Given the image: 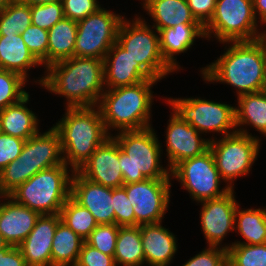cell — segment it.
Here are the masks:
<instances>
[{
  "label": "cell",
  "mask_w": 266,
  "mask_h": 266,
  "mask_svg": "<svg viewBox=\"0 0 266 266\" xmlns=\"http://www.w3.org/2000/svg\"><path fill=\"white\" fill-rule=\"evenodd\" d=\"M236 102L238 105L235 106L237 132L259 138L248 132L246 127L249 126L266 137V95L261 91L242 94L237 97Z\"/></svg>",
  "instance_id": "4316f807"
},
{
  "label": "cell",
  "mask_w": 266,
  "mask_h": 266,
  "mask_svg": "<svg viewBox=\"0 0 266 266\" xmlns=\"http://www.w3.org/2000/svg\"><path fill=\"white\" fill-rule=\"evenodd\" d=\"M171 178L180 182L195 202L215 199L224 196L231 189L225 185L217 170L214 156L210 149L203 154L178 163L171 170ZM222 188V189H221Z\"/></svg>",
  "instance_id": "7c38bea8"
},
{
  "label": "cell",
  "mask_w": 266,
  "mask_h": 266,
  "mask_svg": "<svg viewBox=\"0 0 266 266\" xmlns=\"http://www.w3.org/2000/svg\"><path fill=\"white\" fill-rule=\"evenodd\" d=\"M31 24V6L18 0H12L0 12V35L22 34Z\"/></svg>",
  "instance_id": "d6a6232c"
},
{
  "label": "cell",
  "mask_w": 266,
  "mask_h": 266,
  "mask_svg": "<svg viewBox=\"0 0 266 266\" xmlns=\"http://www.w3.org/2000/svg\"><path fill=\"white\" fill-rule=\"evenodd\" d=\"M157 136L153 127L112 135L119 145V166L124 184L145 179H172L169 167L160 164L163 149Z\"/></svg>",
  "instance_id": "5b68a950"
},
{
  "label": "cell",
  "mask_w": 266,
  "mask_h": 266,
  "mask_svg": "<svg viewBox=\"0 0 266 266\" xmlns=\"http://www.w3.org/2000/svg\"><path fill=\"white\" fill-rule=\"evenodd\" d=\"M253 11V0H216L215 11L204 26L206 40L216 38L220 43L252 41L266 35L260 31Z\"/></svg>",
  "instance_id": "9c48e42d"
},
{
  "label": "cell",
  "mask_w": 266,
  "mask_h": 266,
  "mask_svg": "<svg viewBox=\"0 0 266 266\" xmlns=\"http://www.w3.org/2000/svg\"><path fill=\"white\" fill-rule=\"evenodd\" d=\"M106 89L130 86L153 79L127 51L114 43L103 59Z\"/></svg>",
  "instance_id": "ffe728a7"
},
{
  "label": "cell",
  "mask_w": 266,
  "mask_h": 266,
  "mask_svg": "<svg viewBox=\"0 0 266 266\" xmlns=\"http://www.w3.org/2000/svg\"><path fill=\"white\" fill-rule=\"evenodd\" d=\"M84 178L110 188L122 187L124 178L119 166V145L111 136L98 146L77 171Z\"/></svg>",
  "instance_id": "ac0fdd59"
},
{
  "label": "cell",
  "mask_w": 266,
  "mask_h": 266,
  "mask_svg": "<svg viewBox=\"0 0 266 266\" xmlns=\"http://www.w3.org/2000/svg\"><path fill=\"white\" fill-rule=\"evenodd\" d=\"M77 22L63 18L48 30L47 67L73 57Z\"/></svg>",
  "instance_id": "f1b7e54d"
},
{
  "label": "cell",
  "mask_w": 266,
  "mask_h": 266,
  "mask_svg": "<svg viewBox=\"0 0 266 266\" xmlns=\"http://www.w3.org/2000/svg\"><path fill=\"white\" fill-rule=\"evenodd\" d=\"M218 138H210L209 149L221 179L230 189H234L235 179L250 173L260 153L262 140L240 132Z\"/></svg>",
  "instance_id": "30bf717a"
},
{
  "label": "cell",
  "mask_w": 266,
  "mask_h": 266,
  "mask_svg": "<svg viewBox=\"0 0 266 266\" xmlns=\"http://www.w3.org/2000/svg\"><path fill=\"white\" fill-rule=\"evenodd\" d=\"M62 6L64 17L76 22L96 13L101 8L98 0H62Z\"/></svg>",
  "instance_id": "ab89813d"
},
{
  "label": "cell",
  "mask_w": 266,
  "mask_h": 266,
  "mask_svg": "<svg viewBox=\"0 0 266 266\" xmlns=\"http://www.w3.org/2000/svg\"><path fill=\"white\" fill-rule=\"evenodd\" d=\"M235 211V232L244 241H235L226 245V250L233 244L258 245L266 243V208L241 209Z\"/></svg>",
  "instance_id": "83f0119b"
},
{
  "label": "cell",
  "mask_w": 266,
  "mask_h": 266,
  "mask_svg": "<svg viewBox=\"0 0 266 266\" xmlns=\"http://www.w3.org/2000/svg\"><path fill=\"white\" fill-rule=\"evenodd\" d=\"M124 17L118 29L116 43L156 80H162L174 70L165 62L160 52L159 32L145 18ZM167 75V76H166Z\"/></svg>",
  "instance_id": "ba28073f"
},
{
  "label": "cell",
  "mask_w": 266,
  "mask_h": 266,
  "mask_svg": "<svg viewBox=\"0 0 266 266\" xmlns=\"http://www.w3.org/2000/svg\"><path fill=\"white\" fill-rule=\"evenodd\" d=\"M165 131L166 155L168 164L166 166L172 170L183 160L193 158L203 154L209 149L210 139L202 138V134L184 122L173 111Z\"/></svg>",
  "instance_id": "2e32d148"
},
{
  "label": "cell",
  "mask_w": 266,
  "mask_h": 266,
  "mask_svg": "<svg viewBox=\"0 0 266 266\" xmlns=\"http://www.w3.org/2000/svg\"><path fill=\"white\" fill-rule=\"evenodd\" d=\"M9 244L5 241L3 235L0 233V251L7 248Z\"/></svg>",
  "instance_id": "c3c4849f"
},
{
  "label": "cell",
  "mask_w": 266,
  "mask_h": 266,
  "mask_svg": "<svg viewBox=\"0 0 266 266\" xmlns=\"http://www.w3.org/2000/svg\"><path fill=\"white\" fill-rule=\"evenodd\" d=\"M119 227L116 224H99L85 242L104 254L114 256Z\"/></svg>",
  "instance_id": "d590c367"
},
{
  "label": "cell",
  "mask_w": 266,
  "mask_h": 266,
  "mask_svg": "<svg viewBox=\"0 0 266 266\" xmlns=\"http://www.w3.org/2000/svg\"><path fill=\"white\" fill-rule=\"evenodd\" d=\"M29 96L0 110L2 133L28 140L39 132L38 115L27 107Z\"/></svg>",
  "instance_id": "484cf974"
},
{
  "label": "cell",
  "mask_w": 266,
  "mask_h": 266,
  "mask_svg": "<svg viewBox=\"0 0 266 266\" xmlns=\"http://www.w3.org/2000/svg\"><path fill=\"white\" fill-rule=\"evenodd\" d=\"M173 179H145L123 184L134 207L135 226L163 222L169 210Z\"/></svg>",
  "instance_id": "5bb4252c"
},
{
  "label": "cell",
  "mask_w": 266,
  "mask_h": 266,
  "mask_svg": "<svg viewBox=\"0 0 266 266\" xmlns=\"http://www.w3.org/2000/svg\"><path fill=\"white\" fill-rule=\"evenodd\" d=\"M219 266H231L229 259L226 258Z\"/></svg>",
  "instance_id": "816d5d0a"
},
{
  "label": "cell",
  "mask_w": 266,
  "mask_h": 266,
  "mask_svg": "<svg viewBox=\"0 0 266 266\" xmlns=\"http://www.w3.org/2000/svg\"><path fill=\"white\" fill-rule=\"evenodd\" d=\"M193 16L204 27L212 18L216 0H186Z\"/></svg>",
  "instance_id": "ee69618b"
},
{
  "label": "cell",
  "mask_w": 266,
  "mask_h": 266,
  "mask_svg": "<svg viewBox=\"0 0 266 266\" xmlns=\"http://www.w3.org/2000/svg\"><path fill=\"white\" fill-rule=\"evenodd\" d=\"M196 38H206L201 24L180 23L159 31L161 55L175 73L182 70L175 56L191 49Z\"/></svg>",
  "instance_id": "603a6c76"
},
{
  "label": "cell",
  "mask_w": 266,
  "mask_h": 266,
  "mask_svg": "<svg viewBox=\"0 0 266 266\" xmlns=\"http://www.w3.org/2000/svg\"><path fill=\"white\" fill-rule=\"evenodd\" d=\"M220 44H228L224 48L226 51L217 60L200 68L203 81L230 85L235 88L237 97L259 92L266 66V35L252 41Z\"/></svg>",
  "instance_id": "7a4b0ae2"
},
{
  "label": "cell",
  "mask_w": 266,
  "mask_h": 266,
  "mask_svg": "<svg viewBox=\"0 0 266 266\" xmlns=\"http://www.w3.org/2000/svg\"><path fill=\"white\" fill-rule=\"evenodd\" d=\"M125 17L103 6L77 22L73 56L104 59L117 40L118 29Z\"/></svg>",
  "instance_id": "4fadbf2b"
},
{
  "label": "cell",
  "mask_w": 266,
  "mask_h": 266,
  "mask_svg": "<svg viewBox=\"0 0 266 266\" xmlns=\"http://www.w3.org/2000/svg\"><path fill=\"white\" fill-rule=\"evenodd\" d=\"M156 79L140 83L105 89L97 107L100 110L107 132L142 130L152 127L153 85ZM113 129V130H112Z\"/></svg>",
  "instance_id": "3957f363"
},
{
  "label": "cell",
  "mask_w": 266,
  "mask_h": 266,
  "mask_svg": "<svg viewBox=\"0 0 266 266\" xmlns=\"http://www.w3.org/2000/svg\"><path fill=\"white\" fill-rule=\"evenodd\" d=\"M32 54L47 68L48 30L30 25L21 34Z\"/></svg>",
  "instance_id": "8d00e7d4"
},
{
  "label": "cell",
  "mask_w": 266,
  "mask_h": 266,
  "mask_svg": "<svg viewBox=\"0 0 266 266\" xmlns=\"http://www.w3.org/2000/svg\"><path fill=\"white\" fill-rule=\"evenodd\" d=\"M27 82L16 72L0 69V110L19 102L29 93L24 89Z\"/></svg>",
  "instance_id": "836d02e7"
},
{
  "label": "cell",
  "mask_w": 266,
  "mask_h": 266,
  "mask_svg": "<svg viewBox=\"0 0 266 266\" xmlns=\"http://www.w3.org/2000/svg\"><path fill=\"white\" fill-rule=\"evenodd\" d=\"M60 221V214L38 217L33 230L18 246L27 266H52V242Z\"/></svg>",
  "instance_id": "d6986e66"
},
{
  "label": "cell",
  "mask_w": 266,
  "mask_h": 266,
  "mask_svg": "<svg viewBox=\"0 0 266 266\" xmlns=\"http://www.w3.org/2000/svg\"><path fill=\"white\" fill-rule=\"evenodd\" d=\"M260 91L263 92L266 95V66H265V69H264L263 84H262V87H261Z\"/></svg>",
  "instance_id": "681fc988"
},
{
  "label": "cell",
  "mask_w": 266,
  "mask_h": 266,
  "mask_svg": "<svg viewBox=\"0 0 266 266\" xmlns=\"http://www.w3.org/2000/svg\"><path fill=\"white\" fill-rule=\"evenodd\" d=\"M33 82L65 97V107L97 106L106 89L103 59L73 56L50 65Z\"/></svg>",
  "instance_id": "6da1fadb"
},
{
  "label": "cell",
  "mask_w": 266,
  "mask_h": 266,
  "mask_svg": "<svg viewBox=\"0 0 266 266\" xmlns=\"http://www.w3.org/2000/svg\"><path fill=\"white\" fill-rule=\"evenodd\" d=\"M70 196L89 210L98 225L115 224L113 188L94 183L75 171Z\"/></svg>",
  "instance_id": "e0dca14e"
},
{
  "label": "cell",
  "mask_w": 266,
  "mask_h": 266,
  "mask_svg": "<svg viewBox=\"0 0 266 266\" xmlns=\"http://www.w3.org/2000/svg\"><path fill=\"white\" fill-rule=\"evenodd\" d=\"M40 214L6 196L0 205V233L5 241L18 247L33 230Z\"/></svg>",
  "instance_id": "44dd1931"
},
{
  "label": "cell",
  "mask_w": 266,
  "mask_h": 266,
  "mask_svg": "<svg viewBox=\"0 0 266 266\" xmlns=\"http://www.w3.org/2000/svg\"><path fill=\"white\" fill-rule=\"evenodd\" d=\"M116 266H143L145 255L140 226H120L114 253Z\"/></svg>",
  "instance_id": "f546056e"
},
{
  "label": "cell",
  "mask_w": 266,
  "mask_h": 266,
  "mask_svg": "<svg viewBox=\"0 0 266 266\" xmlns=\"http://www.w3.org/2000/svg\"><path fill=\"white\" fill-rule=\"evenodd\" d=\"M227 258L231 266H266V243L233 244L227 249Z\"/></svg>",
  "instance_id": "e575fe53"
},
{
  "label": "cell",
  "mask_w": 266,
  "mask_h": 266,
  "mask_svg": "<svg viewBox=\"0 0 266 266\" xmlns=\"http://www.w3.org/2000/svg\"><path fill=\"white\" fill-rule=\"evenodd\" d=\"M2 133L1 120H0V134Z\"/></svg>",
  "instance_id": "db71d44e"
},
{
  "label": "cell",
  "mask_w": 266,
  "mask_h": 266,
  "mask_svg": "<svg viewBox=\"0 0 266 266\" xmlns=\"http://www.w3.org/2000/svg\"><path fill=\"white\" fill-rule=\"evenodd\" d=\"M85 241L60 221L51 248L52 266H75Z\"/></svg>",
  "instance_id": "4dcf8cb0"
},
{
  "label": "cell",
  "mask_w": 266,
  "mask_h": 266,
  "mask_svg": "<svg viewBox=\"0 0 266 266\" xmlns=\"http://www.w3.org/2000/svg\"><path fill=\"white\" fill-rule=\"evenodd\" d=\"M115 224L135 226V213L131 201L123 187L113 188Z\"/></svg>",
  "instance_id": "f35d334b"
},
{
  "label": "cell",
  "mask_w": 266,
  "mask_h": 266,
  "mask_svg": "<svg viewBox=\"0 0 266 266\" xmlns=\"http://www.w3.org/2000/svg\"><path fill=\"white\" fill-rule=\"evenodd\" d=\"M63 18L62 2L31 6L32 25L49 30Z\"/></svg>",
  "instance_id": "74e56055"
},
{
  "label": "cell",
  "mask_w": 266,
  "mask_h": 266,
  "mask_svg": "<svg viewBox=\"0 0 266 266\" xmlns=\"http://www.w3.org/2000/svg\"><path fill=\"white\" fill-rule=\"evenodd\" d=\"M253 11L259 26L266 27V0H253Z\"/></svg>",
  "instance_id": "bcb514c9"
},
{
  "label": "cell",
  "mask_w": 266,
  "mask_h": 266,
  "mask_svg": "<svg viewBox=\"0 0 266 266\" xmlns=\"http://www.w3.org/2000/svg\"><path fill=\"white\" fill-rule=\"evenodd\" d=\"M73 172L66 163L41 170L9 196L40 215L60 214L70 197Z\"/></svg>",
  "instance_id": "52a82bcc"
},
{
  "label": "cell",
  "mask_w": 266,
  "mask_h": 266,
  "mask_svg": "<svg viewBox=\"0 0 266 266\" xmlns=\"http://www.w3.org/2000/svg\"><path fill=\"white\" fill-rule=\"evenodd\" d=\"M53 127L60 135L64 162L74 172L111 137L97 106L65 107L64 115Z\"/></svg>",
  "instance_id": "277c9868"
},
{
  "label": "cell",
  "mask_w": 266,
  "mask_h": 266,
  "mask_svg": "<svg viewBox=\"0 0 266 266\" xmlns=\"http://www.w3.org/2000/svg\"><path fill=\"white\" fill-rule=\"evenodd\" d=\"M42 63L27 48L21 34L0 35V69L20 74L29 82V71Z\"/></svg>",
  "instance_id": "d4e9b609"
},
{
  "label": "cell",
  "mask_w": 266,
  "mask_h": 266,
  "mask_svg": "<svg viewBox=\"0 0 266 266\" xmlns=\"http://www.w3.org/2000/svg\"><path fill=\"white\" fill-rule=\"evenodd\" d=\"M61 140L52 126L25 141L19 157L0 172V189L9 196L41 170L64 164Z\"/></svg>",
  "instance_id": "8992f818"
},
{
  "label": "cell",
  "mask_w": 266,
  "mask_h": 266,
  "mask_svg": "<svg viewBox=\"0 0 266 266\" xmlns=\"http://www.w3.org/2000/svg\"><path fill=\"white\" fill-rule=\"evenodd\" d=\"M19 2L27 5H42L48 3L62 2V0H18Z\"/></svg>",
  "instance_id": "7dc6e473"
},
{
  "label": "cell",
  "mask_w": 266,
  "mask_h": 266,
  "mask_svg": "<svg viewBox=\"0 0 266 266\" xmlns=\"http://www.w3.org/2000/svg\"><path fill=\"white\" fill-rule=\"evenodd\" d=\"M60 216L61 221L84 241L98 225L89 210L77 203L71 196L61 208Z\"/></svg>",
  "instance_id": "1f68e13d"
},
{
  "label": "cell",
  "mask_w": 266,
  "mask_h": 266,
  "mask_svg": "<svg viewBox=\"0 0 266 266\" xmlns=\"http://www.w3.org/2000/svg\"><path fill=\"white\" fill-rule=\"evenodd\" d=\"M227 258V250L221 247L207 246L182 266H219Z\"/></svg>",
  "instance_id": "b9f144b4"
},
{
  "label": "cell",
  "mask_w": 266,
  "mask_h": 266,
  "mask_svg": "<svg viewBox=\"0 0 266 266\" xmlns=\"http://www.w3.org/2000/svg\"><path fill=\"white\" fill-rule=\"evenodd\" d=\"M141 240L148 266H168L178 251L177 235L162 222L140 225Z\"/></svg>",
  "instance_id": "7402d4cb"
},
{
  "label": "cell",
  "mask_w": 266,
  "mask_h": 266,
  "mask_svg": "<svg viewBox=\"0 0 266 266\" xmlns=\"http://www.w3.org/2000/svg\"><path fill=\"white\" fill-rule=\"evenodd\" d=\"M234 189L224 196L201 201L200 224L206 239V246L226 249L223 240L228 233L235 231V211L239 205L236 202Z\"/></svg>",
  "instance_id": "9a60e30c"
},
{
  "label": "cell",
  "mask_w": 266,
  "mask_h": 266,
  "mask_svg": "<svg viewBox=\"0 0 266 266\" xmlns=\"http://www.w3.org/2000/svg\"><path fill=\"white\" fill-rule=\"evenodd\" d=\"M75 266H116V263L114 256L104 254L84 242Z\"/></svg>",
  "instance_id": "7bdbcfd3"
},
{
  "label": "cell",
  "mask_w": 266,
  "mask_h": 266,
  "mask_svg": "<svg viewBox=\"0 0 266 266\" xmlns=\"http://www.w3.org/2000/svg\"><path fill=\"white\" fill-rule=\"evenodd\" d=\"M25 141L8 134H0V172L19 157Z\"/></svg>",
  "instance_id": "60d3db41"
},
{
  "label": "cell",
  "mask_w": 266,
  "mask_h": 266,
  "mask_svg": "<svg viewBox=\"0 0 266 266\" xmlns=\"http://www.w3.org/2000/svg\"><path fill=\"white\" fill-rule=\"evenodd\" d=\"M12 0H0V12L7 7Z\"/></svg>",
  "instance_id": "f907efd6"
},
{
  "label": "cell",
  "mask_w": 266,
  "mask_h": 266,
  "mask_svg": "<svg viewBox=\"0 0 266 266\" xmlns=\"http://www.w3.org/2000/svg\"><path fill=\"white\" fill-rule=\"evenodd\" d=\"M143 10L153 20V27L161 29L182 24H200L193 16L186 0H141Z\"/></svg>",
  "instance_id": "cb8c5ba5"
},
{
  "label": "cell",
  "mask_w": 266,
  "mask_h": 266,
  "mask_svg": "<svg viewBox=\"0 0 266 266\" xmlns=\"http://www.w3.org/2000/svg\"><path fill=\"white\" fill-rule=\"evenodd\" d=\"M7 195L0 189V205H1V201L6 197Z\"/></svg>",
  "instance_id": "f5cc1de1"
},
{
  "label": "cell",
  "mask_w": 266,
  "mask_h": 266,
  "mask_svg": "<svg viewBox=\"0 0 266 266\" xmlns=\"http://www.w3.org/2000/svg\"><path fill=\"white\" fill-rule=\"evenodd\" d=\"M0 266H27L19 247L9 245L0 251Z\"/></svg>",
  "instance_id": "f6af8a7d"
},
{
  "label": "cell",
  "mask_w": 266,
  "mask_h": 266,
  "mask_svg": "<svg viewBox=\"0 0 266 266\" xmlns=\"http://www.w3.org/2000/svg\"><path fill=\"white\" fill-rule=\"evenodd\" d=\"M167 98L164 99L171 106V111L201 134L214 132L223 137L237 132L235 106L200 97Z\"/></svg>",
  "instance_id": "8fae6325"
}]
</instances>
